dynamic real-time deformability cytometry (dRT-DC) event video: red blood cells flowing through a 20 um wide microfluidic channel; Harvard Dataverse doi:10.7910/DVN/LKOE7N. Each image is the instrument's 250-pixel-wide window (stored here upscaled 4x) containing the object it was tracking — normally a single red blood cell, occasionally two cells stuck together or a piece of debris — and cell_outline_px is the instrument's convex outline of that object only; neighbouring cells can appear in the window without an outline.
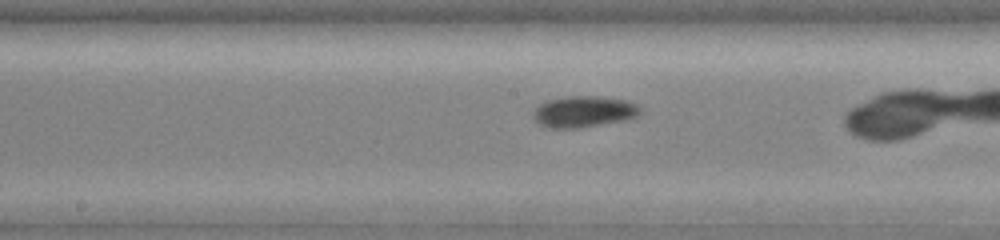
{"species": "common noctule bat (a hibernating species)", "species_latin": "Nyctalus noctula", "temperature_condition": "warm", "stored_images_in_passage": 41, "camera_frame_rate_fps": 3000, "um_per_image_px": 0.085, "animal": {"sex": "female", "body_mass_g": 19.0, "forearm_length_mm": 51.5}, "frame": {"image": 1, "passage_image": 24, "time_ms": 7.667, "image_size_px": [1000, 240], "cell_outline_px": [[640, 112], [636, 116], [628, 120], [580, 128], [548, 128], [540, 124], [532, 116], [532, 112], [544, 100], [568, 96], [596, 96], [628, 100], [636, 104], [640, 108]], "centroid_in_image_um": [49.61, 9.49], "position_along_channel_um": 198.6, "area_um2": 19.71}}
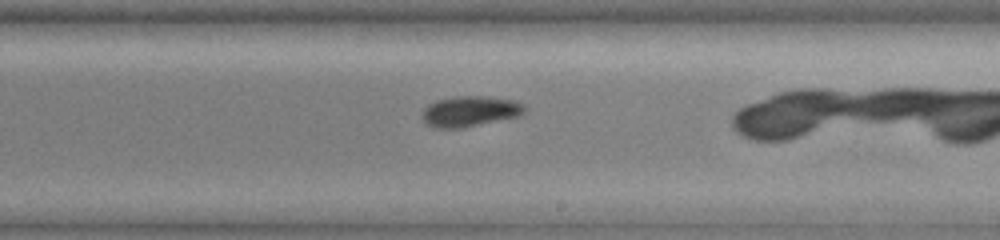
{"frame": {"image": 2, "passage_image": 28, "time_ms": 9.0, "image_size_px": [1000, 240], "cell_outline_px": [[528, 108], [520, 116], [464, 128], [432, 128], [424, 124], [420, 116], [424, 108], [428, 104], [436, 100], [456, 96], [484, 96], [512, 100], [524, 104]], "centroid_in_image_um": [39.91, 9.48], "position_along_channel_um": 249.1, "area_um2": 18.67}}
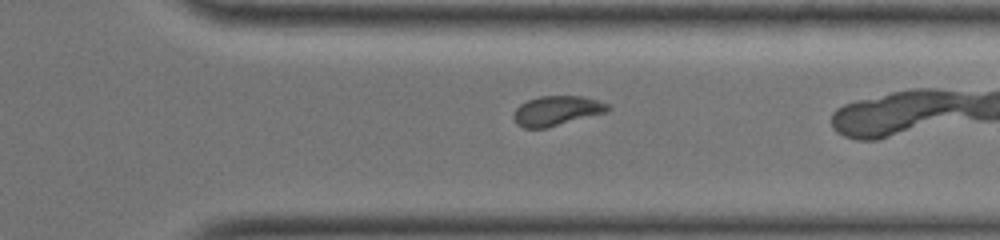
{"frame": {"image": 3, "passage_image": 37, "time_ms": 12.0, "image_size_px": [1000, 240], "cell_outline_px": [[612, 108], [608, 112], [544, 128], [524, 128], [516, 124], [512, 116], [512, 112], [520, 104], [528, 100], [540, 96], [584, 96], [608, 104]], "centroid_in_image_um": [47.3, 9.41], "position_along_channel_um": 364.1, "area_um2": 16.36}}